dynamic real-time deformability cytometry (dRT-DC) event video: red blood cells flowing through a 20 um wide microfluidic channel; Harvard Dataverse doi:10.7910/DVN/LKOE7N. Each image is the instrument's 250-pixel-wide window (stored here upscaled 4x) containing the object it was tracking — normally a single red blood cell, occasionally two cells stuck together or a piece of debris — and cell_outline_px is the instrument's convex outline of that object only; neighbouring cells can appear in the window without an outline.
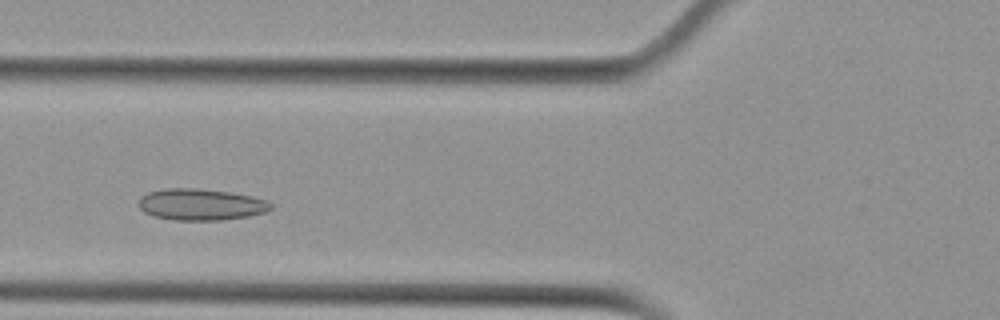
{"species": "Egyptian fruit bat (a non-hibernating species)", "species_latin": "Rousettus aegyptiacus", "temperature_condition": "cold", "stored_images_in_passage": 44, "camera_frame_rate_fps": 3000, "um_per_image_px": 0.085, "animal": {"sex": "female"}, "frame": {"image": 1, "passage_image": 11, "time_ms": 3.333, "image_size_px": [1000, 320], "cell_outline_px": [[272, 208], [264, 212], [248, 216], [220, 220], [176, 220], [152, 216], [144, 212], [136, 204], [140, 196], [148, 192], [164, 188], [196, 188], [228, 192], [252, 196], [268, 200], [272, 204]], "centroid_in_image_um": [17.03, 17.38], "position_along_channel_um": 108.8, "area_um2": 24.39}}
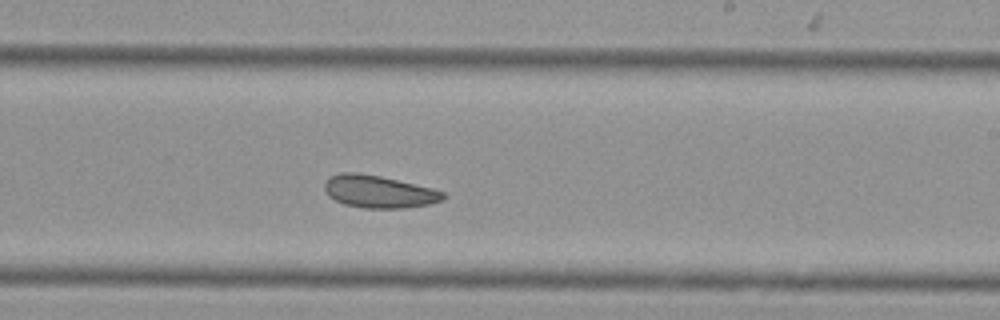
{"frame": {"image": 2, "passage_image": 23, "time_ms": 7.333, "image_size_px": [1000, 320], "cell_outline_px": [[448, 196], [440, 200], [428, 204], [404, 208], [364, 208], [344, 204], [328, 196], [324, 188], [324, 184], [328, 176], [340, 172], [356, 172], [380, 176], [432, 188], [444, 192]], "centroid_in_image_um": [32.16, 16.28], "position_along_channel_um": 256.8, "area_um2": 22.43}}
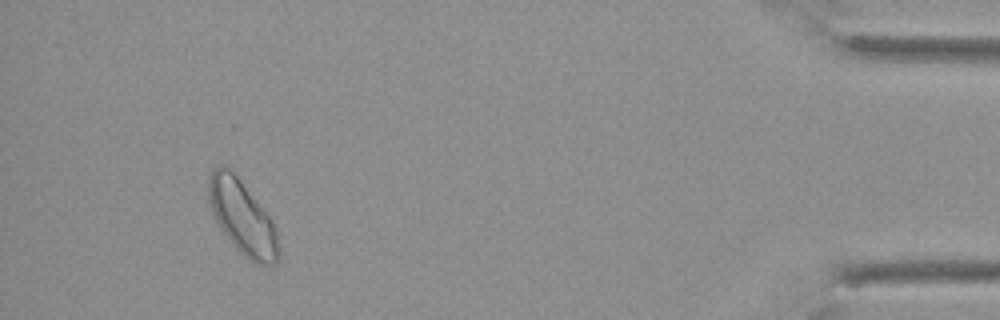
{"frame": {"image": 3, "passage_image": 41, "time_ms": 13.333, "image_size_px": [1000, 320], "cell_outline_px": [[280, 256], [272, 264], [260, 264], [248, 260], [232, 244], [216, 220], [212, 212], [208, 200], [208, 176], [212, 168], [232, 168], [272, 220], [276, 228], [280, 248]], "centroid_in_image_um": [20.6, 18.47], "position_along_channel_um": 414.6, "area_um2": 30.11}, "authors_computed_cell_mechanics": {"area_um2": 23.6113, "velocity_mm_per_s": 3.7201, "shape_relaxation_time_tau1_ms": 4.0938, "shape_relaxation_time_tau2_ms": 2.5726, "deformation_change_tau1": 0.0698, "deformation_change_tau2": 0.0683}}